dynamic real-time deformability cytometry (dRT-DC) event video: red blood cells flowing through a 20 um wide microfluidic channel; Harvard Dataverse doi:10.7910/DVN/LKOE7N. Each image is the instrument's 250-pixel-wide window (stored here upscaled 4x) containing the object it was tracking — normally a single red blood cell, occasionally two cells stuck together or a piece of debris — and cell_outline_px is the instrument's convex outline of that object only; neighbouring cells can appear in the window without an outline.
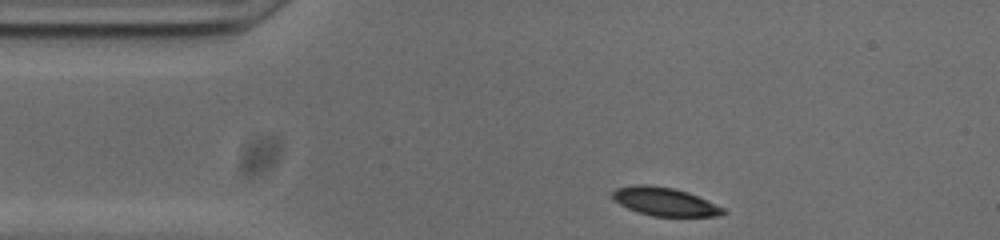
{"species": "common noctule bat (a hibernating species)", "species_latin": "Nyctalus noctula", "temperature_condition": "cold", "stored_images_in_passage": 46, "camera_frame_rate_fps": 3000, "um_per_image_px": 0.085, "animal": {"sex": "male", "body_mass_g": 20.0, "forearm_length_mm": 53.3}, "frame": {"image": 1, "passage_image": 1, "time_ms": 0.0, "image_size_px": [1000, 240], "cell_outline_px": [[728, 212], [716, 216], [652, 216], [628, 208], [612, 200], [612, 192], [616, 188], [636, 184], [648, 184], [672, 188], [688, 192], [724, 208]], "centroid_in_image_um": [56.47, 17.13], "position_along_channel_um": 28.5, "area_um2": 18.15}}
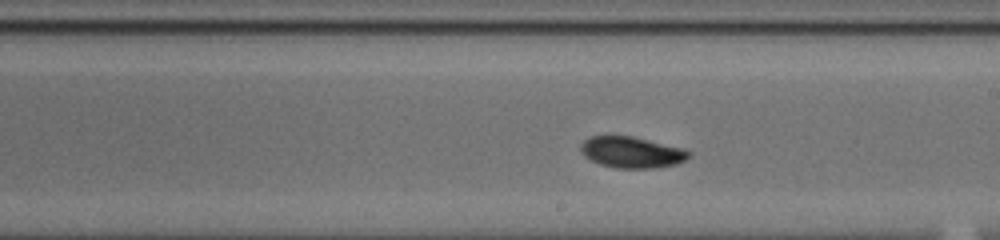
{"frame": {"image": 2, "passage_image": 21, "time_ms": 6.667, "image_size_px": [1000, 240], "cell_outline_px": [[692, 152], [684, 160], [676, 164], [656, 168], [616, 168], [600, 164], [584, 156], [580, 152], [580, 144], [584, 140], [592, 136], [632, 136], [680, 148]], "centroid_in_image_um": [53.65, 12.95], "position_along_channel_um": 235.4, "area_um2": 19.42}}
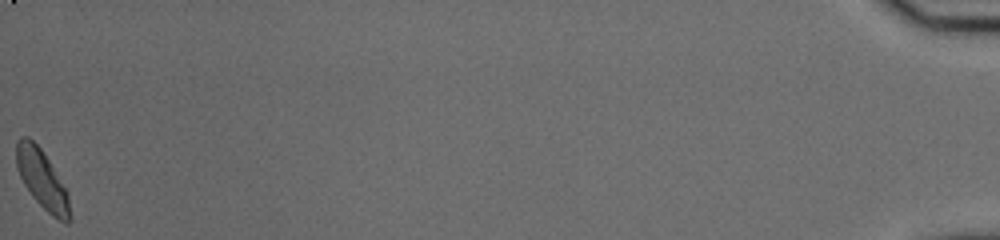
{"frame": {"image": 3, "passage_image": 46, "time_ms": 15.0, "image_size_px": [1000, 240], "cell_outline_px": [[72, 220], [68, 224], [64, 224], [52, 216], [32, 196], [24, 184], [16, 168], [16, 144], [20, 136], [28, 136], [44, 152], [68, 192], [72, 216]], "centroid_in_image_um": [3.61, 15.29], "position_along_channel_um": 431.6, "area_um2": 18.61}, "authors_computed_cell_mechanics": {"area_um2": 18.9873, "velocity_mm_per_s": 3.7174, "shape_relaxation_time_tau1_ms": 3.0955, "shape_relaxation_time_tau2_ms": 9.6892, "deformation_change_tau1": 0.1353, "deformation_change_tau2": 0.1273}}